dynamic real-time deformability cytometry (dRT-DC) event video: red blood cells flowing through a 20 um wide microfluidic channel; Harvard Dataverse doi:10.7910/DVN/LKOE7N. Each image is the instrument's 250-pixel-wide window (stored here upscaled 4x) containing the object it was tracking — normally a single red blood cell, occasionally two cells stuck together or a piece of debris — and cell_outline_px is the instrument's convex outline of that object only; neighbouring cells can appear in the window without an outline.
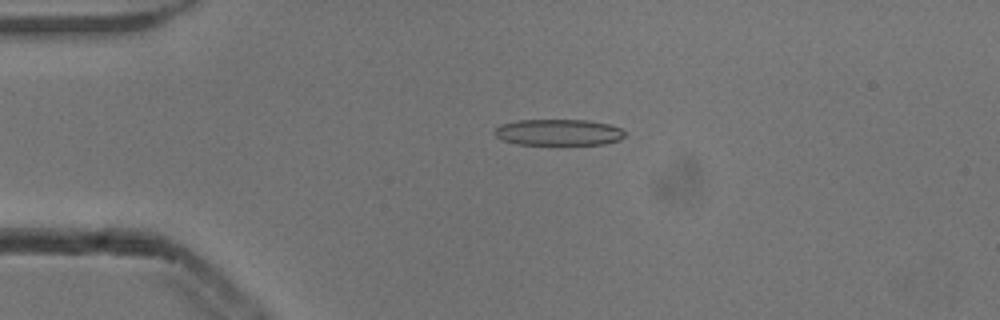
{"species": "common noctule bat (a hibernating species)", "species_latin": "Nyctalus noctula", "temperature_condition": "cold", "stored_images_in_passage": 53, "camera_frame_rate_fps": 3000, "um_per_image_px": 0.085, "animal": {"sex": "male", "body_mass_g": 13.3}, "frame": {"image": 1, "passage_image": 12, "time_ms": 3.667, "image_size_px": [1000, 320], "cell_outline_px": [[628, 132], [620, 140], [604, 144], [516, 144], [504, 140], [496, 136], [492, 132], [500, 124], [516, 120], [588, 120], [608, 124], [620, 128]], "centroid_in_image_um": [47.48, 11.24], "position_along_channel_um": 37.5, "area_um2": 20.0}}
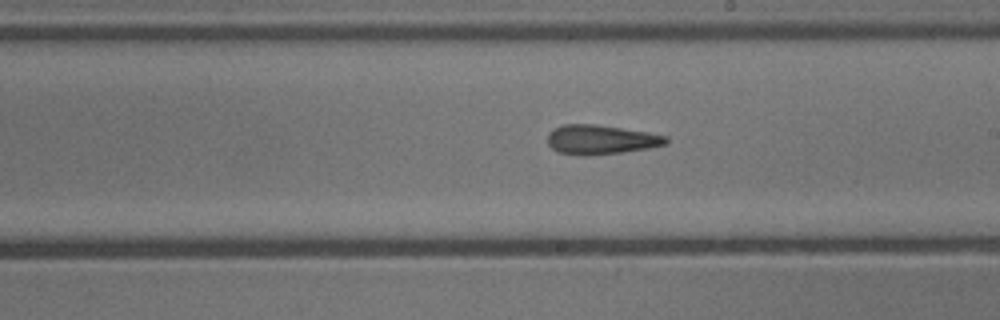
{"frame": {"image": 2, "passage_image": 30, "time_ms": 9.667, "image_size_px": [1000, 320], "cell_outline_px": [[668, 144], [648, 148], [620, 152], [584, 156], [580, 156], [560, 152], [552, 148], [548, 144], [548, 132], [564, 124], [592, 124], [648, 132], [668, 136]], "centroid_in_image_um": [51.08, 11.87], "position_along_channel_um": 237.9, "area_um2": 20.11}}
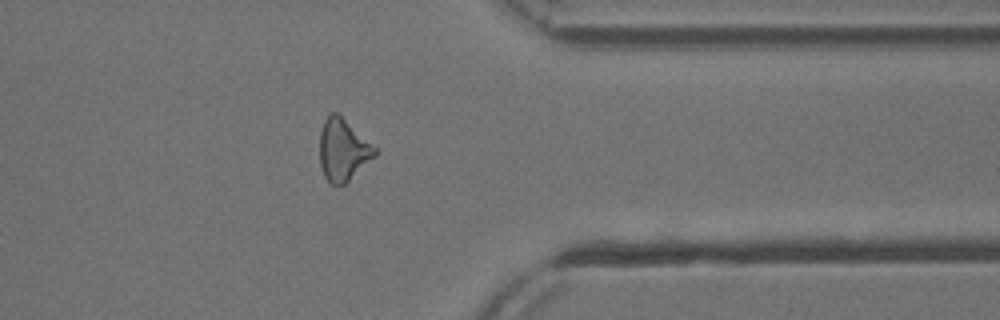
{"frame": {"image": 3, "passage_image": 42, "time_ms": 13.667, "image_size_px": [1000, 320], "cell_outline_px": [[376, 156], [344, 184], [336, 188], [324, 176], [320, 164], [320, 132], [324, 120], [328, 112], [336, 112], [376, 148]], "centroid_in_image_um": [29.13, 12.76], "position_along_channel_um": 382.3, "area_um2": 19.71}, "authors_computed_cell_mechanics": {"area_um2": 20.23, "velocity_mm_per_s": 3.8812, "shape_relaxation_time_tau1_ms": null, "shape_relaxation_time_tau2_ms": 2.501, "deformation_change_tau1": null, "deformation_change_tau2": 0.1393}}